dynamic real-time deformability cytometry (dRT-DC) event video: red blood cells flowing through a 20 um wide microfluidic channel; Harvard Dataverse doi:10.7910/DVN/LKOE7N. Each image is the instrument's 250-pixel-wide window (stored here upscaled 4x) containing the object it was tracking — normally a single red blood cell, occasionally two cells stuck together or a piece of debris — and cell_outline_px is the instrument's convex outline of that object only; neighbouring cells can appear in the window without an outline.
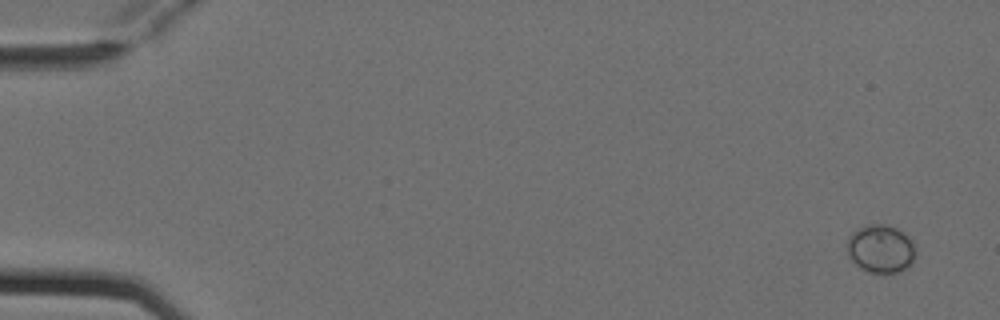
{"species": "Egyptian fruit bat (a non-hibernating species)", "species_latin": "Rousettus aegyptiacus", "temperature_condition": "cold", "stored_images_in_passage": 5, "camera_frame_rate_fps": 3000, "um_per_image_px": 0.085, "animal": {"sex": "female"}, "frame": {"image": 1, "passage_image": 1, "time_ms": 0.0, "image_size_px": [1000, 320], "cell_outline_px": [[916, 252], [912, 260], [900, 272], [868, 272], [860, 268], [852, 260], [848, 252], [848, 236], [852, 232], [868, 224], [884, 224], [896, 228], [908, 236], [916, 244]], "centroid_in_image_um": [74.87, 21.13], "position_along_channel_um": 10.1, "area_um2": 19.02}}